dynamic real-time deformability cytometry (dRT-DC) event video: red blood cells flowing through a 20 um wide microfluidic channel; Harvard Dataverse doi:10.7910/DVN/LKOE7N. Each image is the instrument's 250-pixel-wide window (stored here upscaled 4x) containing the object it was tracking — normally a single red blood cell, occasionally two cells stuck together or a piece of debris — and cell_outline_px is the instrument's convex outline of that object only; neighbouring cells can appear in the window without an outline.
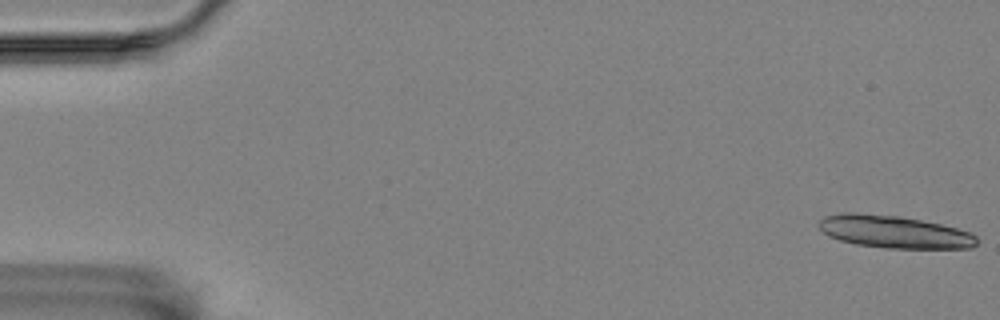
{"species": "Egyptian fruit bat (a non-hibernating species)", "species_latin": "Rousettus aegyptiacus", "temperature_condition": "room temperature", "stored_images_in_passage": 16, "camera_frame_rate_fps": 3000, "um_per_image_px": 0.085, "animal": {"sex": "female"}, "frame": {"image": 1, "passage_image": 1, "time_ms": 0.0, "image_size_px": [1000, 320], "cell_outline_px": [[976, 244], [972, 248], [884, 248], [856, 244], [840, 240], [828, 236], [816, 224], [824, 216], [840, 212], [856, 212], [900, 216], [940, 224], [956, 228], [968, 232], [976, 236]], "centroid_in_image_um": [75.94, 19.69], "position_along_channel_um": 9.1, "area_um2": 29.94}}